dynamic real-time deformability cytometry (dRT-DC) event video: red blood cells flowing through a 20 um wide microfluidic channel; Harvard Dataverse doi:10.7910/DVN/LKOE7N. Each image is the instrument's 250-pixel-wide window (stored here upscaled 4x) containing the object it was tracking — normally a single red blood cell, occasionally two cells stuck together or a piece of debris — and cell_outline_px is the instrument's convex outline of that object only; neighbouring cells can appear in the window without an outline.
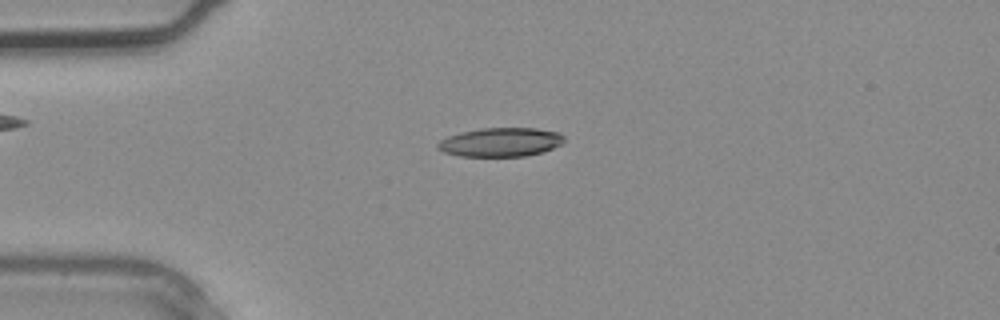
{"species": "common noctule bat (a hibernating species)", "species_latin": "Nyctalus noctula", "temperature_condition": "warm", "stored_images_in_passage": 3, "camera_frame_rate_fps": 3000, "um_per_image_px": 0.085, "animal": {"sex": "male", "body_mass_g": 20.4}, "frame": {"image": 1, "passage_image": 3, "time_ms": 0.667, "image_size_px": [1000, 320], "cell_outline_px": [[564, 140], [560, 144], [552, 148], [540, 152], [524, 156], [460, 156], [444, 152], [436, 148], [436, 144], [440, 140], [448, 136], [460, 132], [484, 128], [536, 128], [560, 132], [564, 136]], "centroid_in_image_um": [42.53, 12.07], "position_along_channel_um": 42.5, "area_um2": 21.21}}